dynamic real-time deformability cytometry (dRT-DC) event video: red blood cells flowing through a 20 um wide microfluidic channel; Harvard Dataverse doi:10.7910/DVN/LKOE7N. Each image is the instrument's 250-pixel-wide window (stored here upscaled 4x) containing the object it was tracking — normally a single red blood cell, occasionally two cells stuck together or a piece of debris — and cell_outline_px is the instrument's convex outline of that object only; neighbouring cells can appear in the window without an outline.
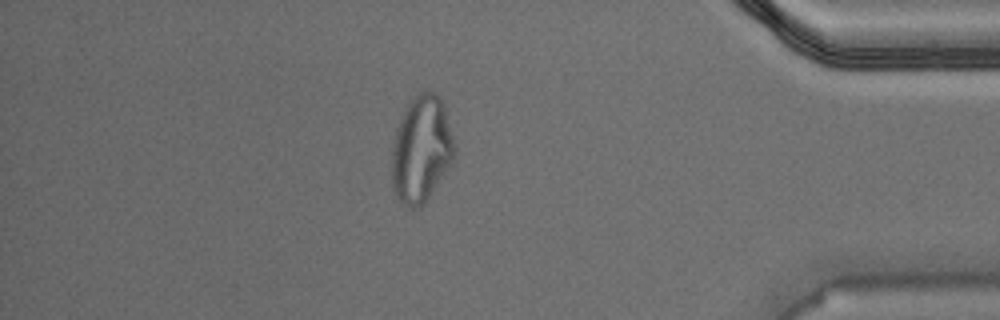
{"species": "Egyptian fruit bat (a non-hibernating species)", "species_latin": "Rousettus aegyptiacus", "temperature_condition": "warm", "stored_images_in_passage": 46, "camera_frame_rate_fps": 3000, "um_per_image_px": 0.085, "animal": {"sex": "male"}, "frame": {"image": 1, "passage_image": 40, "time_ms": 13.0, "image_size_px": [1000, 320], "cell_outline_px": [[456, 152], [452, 164], [424, 204], [420, 208], [412, 208], [404, 204], [400, 200], [392, 188], [392, 144], [396, 128], [412, 96], [420, 92], [436, 92], [440, 96], [444, 104], [456, 140]], "centroid_in_image_um": [35.85, 12.67], "position_along_channel_um": 399.3, "area_um2": 39.59}}